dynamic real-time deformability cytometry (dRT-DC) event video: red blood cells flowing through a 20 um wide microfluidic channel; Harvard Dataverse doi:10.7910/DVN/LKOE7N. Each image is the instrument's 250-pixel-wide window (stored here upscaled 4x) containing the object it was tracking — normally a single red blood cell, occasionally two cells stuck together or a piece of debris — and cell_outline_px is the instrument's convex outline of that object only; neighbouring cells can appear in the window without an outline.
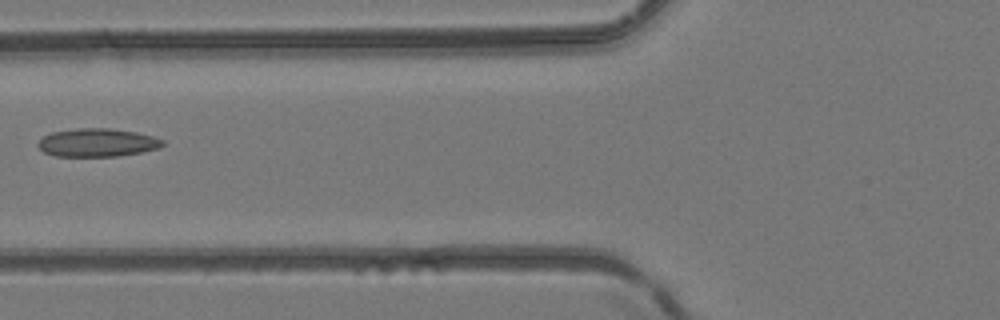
{"species": "common noctule bat (a hibernating species)", "species_latin": "Nyctalus noctula", "temperature_condition": "room temperature", "stored_images_in_passage": 5, "camera_frame_rate_fps": 3000, "um_per_image_px": 0.085, "animal": {"sex": "female", "body_mass_g": 24.6, "forearm_length_mm": 56.2}, "frame": {"image": 1, "passage_image": 5, "time_ms": 1.333, "image_size_px": [1000, 320], "cell_outline_px": [[164, 144], [160, 148], [140, 152], [116, 156], [56, 156], [44, 152], [36, 144], [44, 136], [52, 132], [76, 128], [108, 128], [136, 132], [152, 136], [164, 140]], "centroid_in_image_um": [8.27, 12.12], "position_along_channel_um": 117.5, "area_um2": 20.4}}